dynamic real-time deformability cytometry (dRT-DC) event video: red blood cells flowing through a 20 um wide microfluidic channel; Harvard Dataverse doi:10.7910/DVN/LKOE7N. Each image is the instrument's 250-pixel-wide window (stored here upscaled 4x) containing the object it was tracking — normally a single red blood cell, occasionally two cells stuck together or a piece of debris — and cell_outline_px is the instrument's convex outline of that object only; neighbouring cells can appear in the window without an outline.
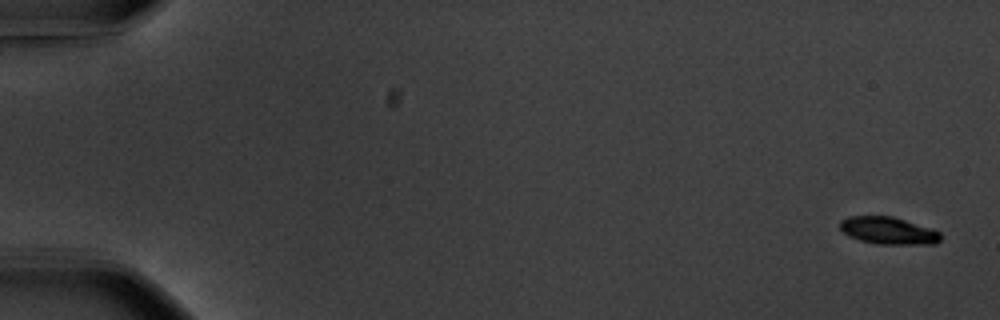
{"species": "common noctule bat (a hibernating species)", "species_latin": "Nyctalus noctula", "temperature_condition": "warm", "stored_images_in_passage": 56, "camera_frame_rate_fps": 3000, "um_per_image_px": 0.085, "animal": {"sex": "male", "body_mass_g": 20.1, "forearm_length_mm": 53.5}, "frame": {"image": 1, "passage_image": 1, "time_ms": 0.0, "image_size_px": [1000, 320], "cell_outline_px": [[940, 240], [936, 244], [876, 244], [860, 240], [848, 236], [840, 228], [840, 220], [848, 216], [892, 216], [932, 228], [940, 232]], "centroid_in_image_um": [75.5, 19.6], "position_along_channel_um": 9.5, "area_um2": 16.07}}
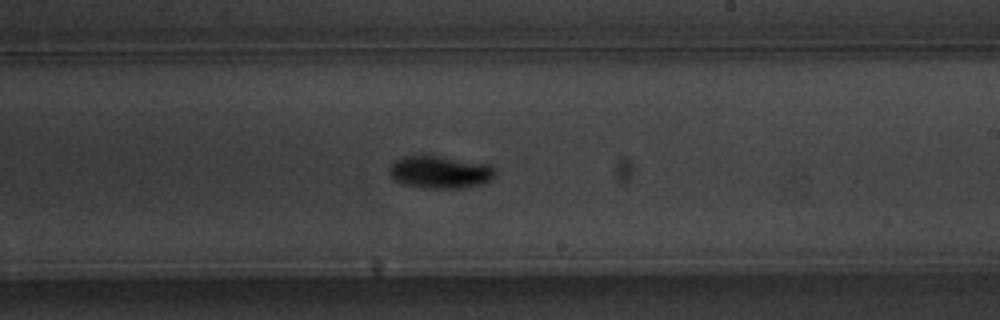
{"frame": {"image": 2, "passage_image": 34, "time_ms": 11.0, "image_size_px": [1000, 320], "cell_outline_px": [[496, 172], [492, 180], [484, 184], [456, 188], [424, 188], [404, 184], [396, 180], [388, 172], [388, 168], [396, 160], [404, 156], [440, 156], [488, 164], [496, 168]], "centroid_in_image_um": [37.44, 14.63], "position_along_channel_um": 251.6, "area_um2": 20.0}}
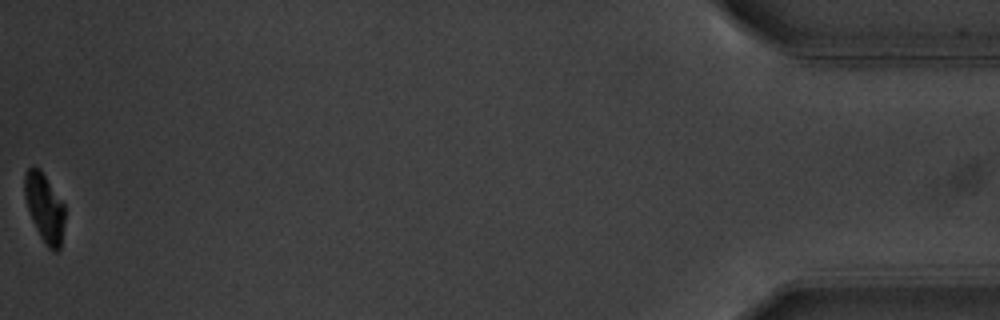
{"frame": {"image": 3, "passage_image": 56, "time_ms": 18.333, "image_size_px": [1000, 320], "cell_outline_px": [[64, 224], [60, 248], [56, 252], [52, 252], [44, 244], [32, 220], [24, 196], [24, 172], [28, 168], [40, 168], [64, 204]], "centroid_in_image_um": [3.78, 17.67], "position_along_channel_um": 431.4, "area_um2": 16.07}, "authors_computed_cell_mechanics": {"area_um2": 17.918, "velocity_mm_per_s": 3.657, "shape_relaxation_time_tau1_ms": 1.8354, "shape_relaxation_time_tau2_ms": null, "deformation_change_tau1": 0.127, "deformation_change_tau2": null}}